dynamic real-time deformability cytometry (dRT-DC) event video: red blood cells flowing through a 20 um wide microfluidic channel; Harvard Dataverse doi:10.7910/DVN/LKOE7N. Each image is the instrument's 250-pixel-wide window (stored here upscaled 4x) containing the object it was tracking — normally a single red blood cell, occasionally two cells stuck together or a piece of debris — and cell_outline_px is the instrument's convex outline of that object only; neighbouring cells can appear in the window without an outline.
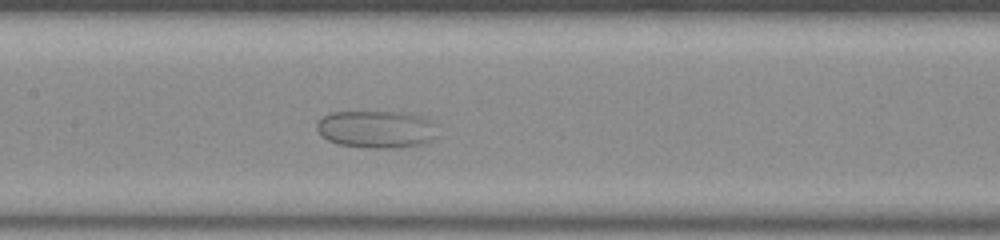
{"species": "common noctule bat (a hibernating species)", "species_latin": "Nyctalus noctula", "temperature_condition": "room temperature", "stored_images_in_passage": 48, "camera_frame_rate_fps": 3000, "um_per_image_px": 0.085, "animal": {"sex": "male", "body_mass_g": 20.0, "forearm_length_mm": 53.3}, "frame": {"image": 1, "passage_image": 20, "time_ms": 6.333, "image_size_px": [1000, 240], "cell_outline_px": [[440, 136], [424, 144], [396, 148], [372, 148], [340, 144], [328, 140], [316, 128], [316, 120], [320, 116], [328, 112], [404, 112], [420, 116], [428, 120]], "centroid_in_image_um": [31.98, 10.98], "position_along_channel_um": 175.4, "area_um2": 26.47}}
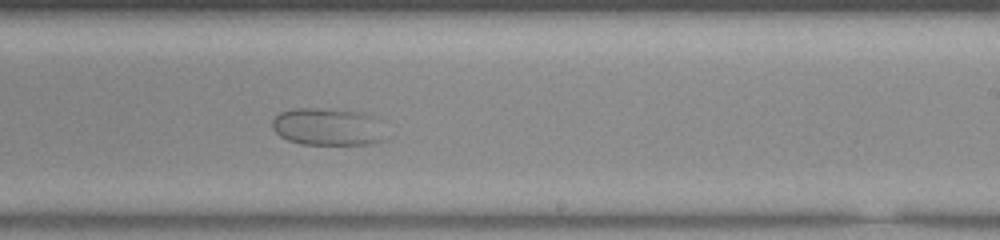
{"frame": {"image": 2, "passage_image": 27, "time_ms": 8.667, "image_size_px": [1000, 240], "cell_outline_px": [[384, 140], [372, 144], [300, 144], [288, 140], [280, 136], [272, 128], [272, 120], [280, 112], [292, 108], [316, 108], [360, 112], [376, 116]], "centroid_in_image_um": [27.81, 10.78], "position_along_channel_um": 261.2, "area_um2": 24.62}}
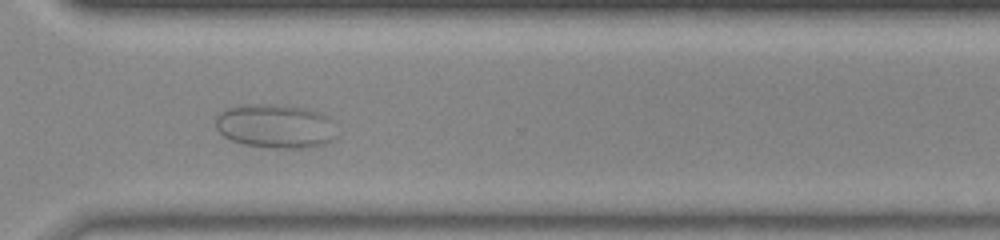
{"frame": {"image": 3, "passage_image": 34, "time_ms": 11.0, "image_size_px": [1000, 240], "cell_outline_px": [[340, 136], [324, 144], [304, 148], [276, 148], [244, 144], [232, 140], [224, 136], [216, 128], [216, 116], [224, 108], [252, 104], [268, 104], [304, 108], [320, 112], [328, 116], [332, 120]], "centroid_in_image_um": [23.46, 10.72], "position_along_channel_um": 347.1, "area_um2": 31.27}}